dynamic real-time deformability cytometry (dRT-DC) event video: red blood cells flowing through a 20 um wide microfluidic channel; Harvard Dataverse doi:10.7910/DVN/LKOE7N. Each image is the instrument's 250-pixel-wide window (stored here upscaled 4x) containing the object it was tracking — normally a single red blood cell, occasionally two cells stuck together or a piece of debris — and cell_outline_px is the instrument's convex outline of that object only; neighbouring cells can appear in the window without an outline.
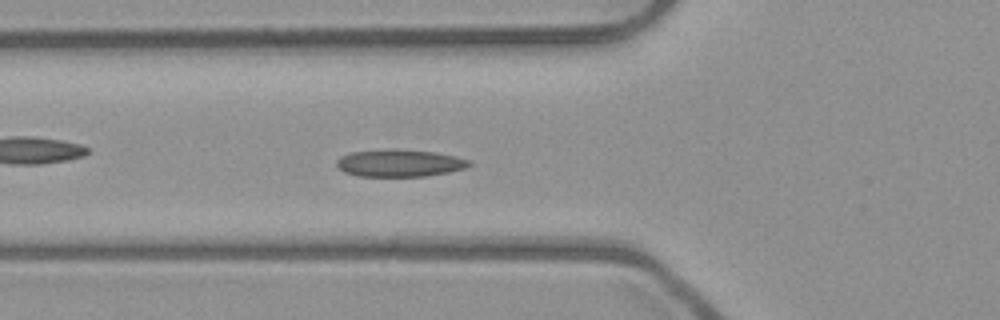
{"species": "common noctule bat (a hibernating species)", "species_latin": "Nyctalus noctula", "temperature_condition": "room temperature", "stored_images_in_passage": 53, "camera_frame_rate_fps": 3000, "um_per_image_px": 0.085, "animal": {"sex": "male", "body_mass_g": 23.1, "forearm_length_mm": 52.7}, "frame": {"image": 1, "passage_image": 19, "time_ms": 6.0, "image_size_px": [1000, 320], "cell_outline_px": [[472, 164], [464, 168], [448, 172], [428, 176], [356, 176], [344, 172], [336, 164], [336, 160], [340, 156], [352, 152], [436, 152], [456, 156], [472, 160]], "centroid_in_image_um": [34.01, 13.91], "position_along_channel_um": 91.8, "area_um2": 20.06}}
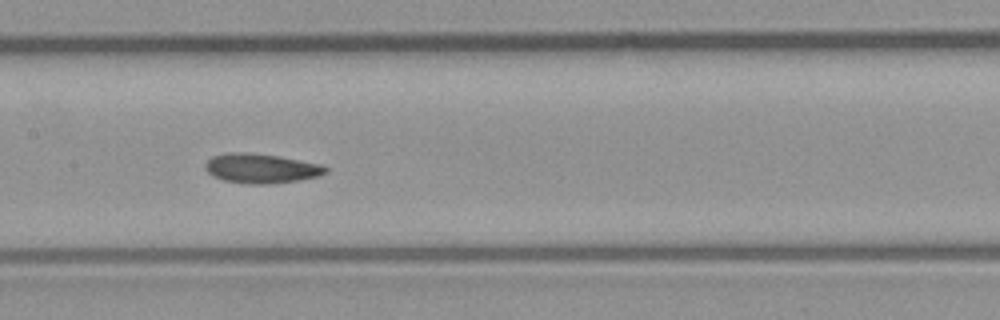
{"frame": {"image": 2, "passage_image": 26, "time_ms": 8.333, "image_size_px": [1000, 320], "cell_outline_px": [[328, 172], [320, 176], [300, 180], [268, 184], [248, 184], [224, 180], [208, 172], [204, 168], [204, 164], [212, 156], [228, 152], [248, 152], [280, 156], [324, 164], [328, 168]], "centroid_in_image_um": [22.25, 14.3], "position_along_channel_um": 185.1, "area_um2": 20.98}}
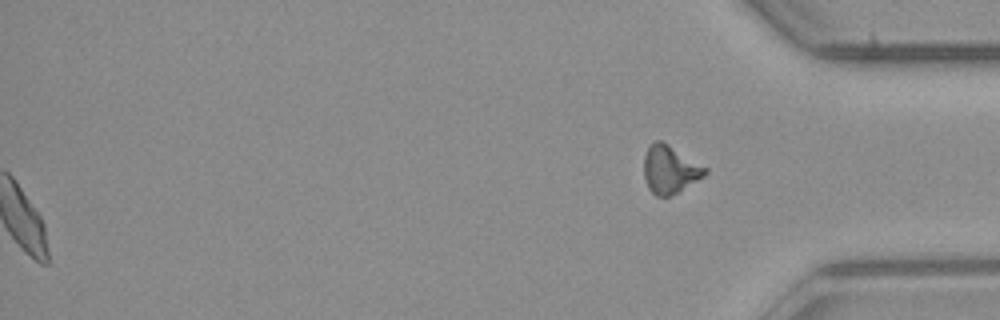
{"frame": {"image": 3, "passage_image": 53, "time_ms": 17.333, "image_size_px": [1000, 320], "cell_outline_px": [[708, 172], [704, 176], [676, 192], [668, 196], [656, 196], [648, 188], [644, 176], [644, 156], [648, 148], [656, 140], [660, 140], [668, 144], [708, 168]], "centroid_in_image_um": [56.94, 14.4], "position_along_channel_um": 378.3, "area_um2": 16.76}, "authors_computed_cell_mechanics": {"area_um2": 20.1722, "velocity_mm_per_s": 3.9499, "shape_relaxation_time_tau1_ms": 7.287, "shape_relaxation_time_tau2_ms": 2.9454, "deformation_change_tau1": 0.1627, "deformation_change_tau2": 0.0795}}